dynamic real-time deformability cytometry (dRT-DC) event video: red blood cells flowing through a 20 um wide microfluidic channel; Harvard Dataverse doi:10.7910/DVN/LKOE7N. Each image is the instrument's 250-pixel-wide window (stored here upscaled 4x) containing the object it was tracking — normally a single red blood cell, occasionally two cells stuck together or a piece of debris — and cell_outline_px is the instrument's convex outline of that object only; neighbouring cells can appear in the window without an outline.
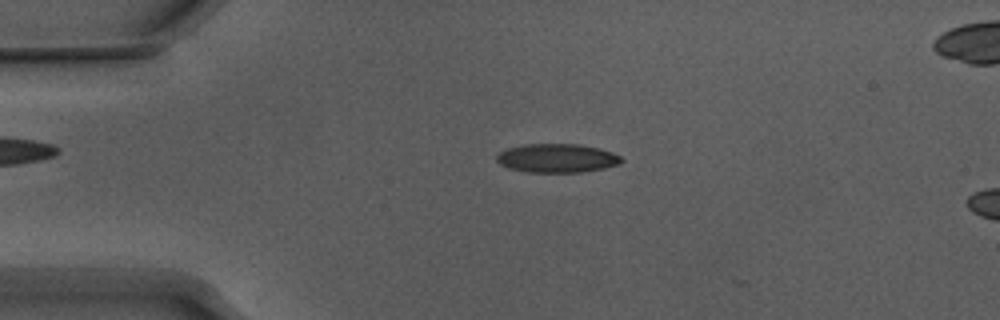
{"species": "Egyptian fruit bat (a non-hibernating species)", "species_latin": "Rousettus aegyptiacus", "temperature_condition": "warm", "stored_images_in_passage": 4, "camera_frame_rate_fps": 3000, "um_per_image_px": 0.085, "animal": {"sex": "male"}, "frame": {"image": 1, "passage_image": 2, "time_ms": 0.333, "image_size_px": [1000, 320], "cell_outline_px": [[624, 160], [620, 164], [604, 168], [580, 172], [528, 172], [508, 168], [500, 164], [496, 160], [496, 156], [500, 152], [508, 148], [524, 144], [580, 144], [600, 148], [612, 152], [620, 156]], "centroid_in_image_um": [47.36, 13.44], "position_along_channel_um": 37.6, "area_um2": 20.98}}